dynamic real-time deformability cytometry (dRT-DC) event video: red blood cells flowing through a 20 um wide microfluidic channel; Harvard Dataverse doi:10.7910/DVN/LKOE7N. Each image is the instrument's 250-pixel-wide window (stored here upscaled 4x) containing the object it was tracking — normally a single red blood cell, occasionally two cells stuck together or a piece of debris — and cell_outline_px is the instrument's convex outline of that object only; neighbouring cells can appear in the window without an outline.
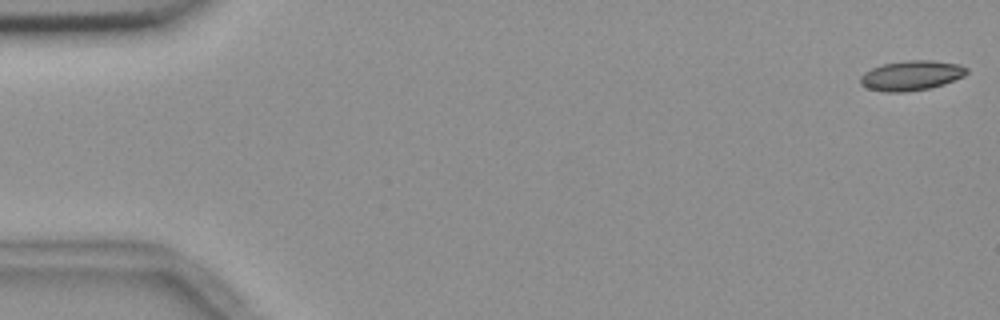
{"species": "common noctule bat (a hibernating species)", "species_latin": "Nyctalus noctula", "temperature_condition": "room temperature", "stored_images_in_passage": 56, "camera_frame_rate_fps": 3000, "um_per_image_px": 0.085, "animal": {"sex": "female", "body_mass_g": 18.4}, "frame": {"image": 1, "passage_image": 1, "time_ms": 0.0, "image_size_px": [1000, 320], "cell_outline_px": [[968, 72], [964, 76], [944, 84], [928, 88], [904, 92], [884, 92], [868, 88], [860, 84], [860, 76], [864, 72], [872, 68], [884, 64], [908, 60], [932, 60], [960, 64], [968, 68]], "centroid_in_image_um": [77.47, 6.41], "position_along_channel_um": 7.5, "area_um2": 18.5}}
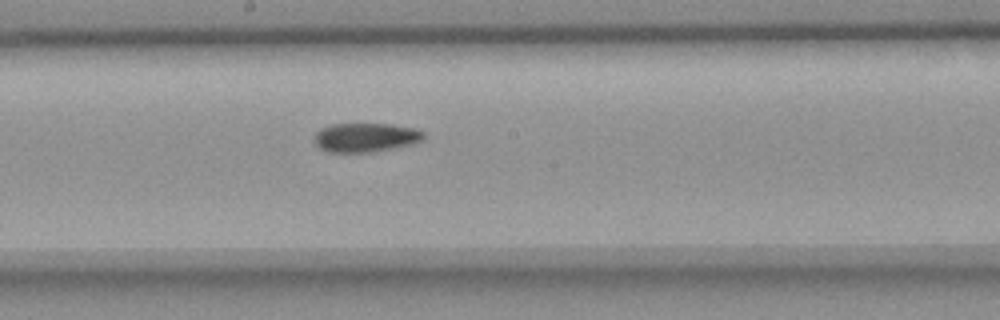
{"frame": {"image": 2, "passage_image": 30, "time_ms": 9.667, "image_size_px": [1000, 320], "cell_outline_px": [[424, 140], [412, 144], [372, 152], [328, 152], [320, 148], [316, 144], [316, 132], [332, 124], [392, 124], [412, 128], [424, 132]], "centroid_in_image_um": [31.11, 11.69], "position_along_channel_um": 217.1, "area_um2": 18.26}}
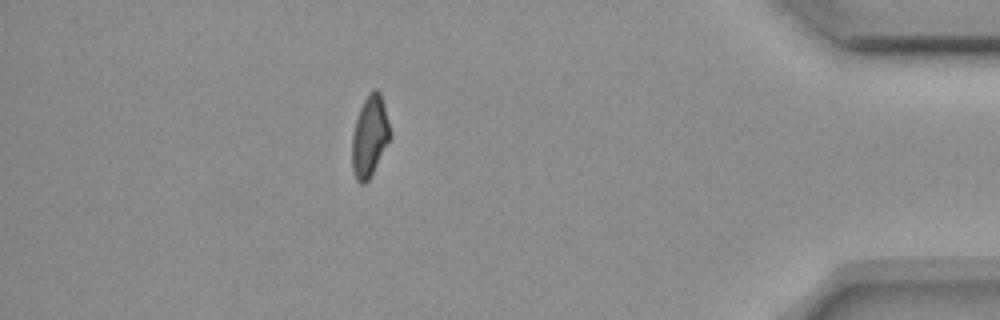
{"frame": {"image": 3, "passage_image": 49, "time_ms": 16.0, "image_size_px": [1000, 320], "cell_outline_px": [[392, 136], [368, 180], [364, 184], [360, 184], [356, 180], [352, 168], [352, 136], [356, 120], [360, 108], [368, 92], [372, 88], [376, 88], [380, 92], [384, 104], [392, 132]], "centroid_in_image_um": [31.44, 11.55], "position_along_channel_um": 403.8, "area_um2": 18.09}, "authors_computed_cell_mechanics": {"area_um2": 18.5538, "velocity_mm_per_s": 3.6518, "shape_relaxation_time_tau1_ms": 8.2001, "shape_relaxation_time_tau2_ms": 4.7602, "deformation_change_tau1": 0.1734, "deformation_change_tau2": 0.1064}}